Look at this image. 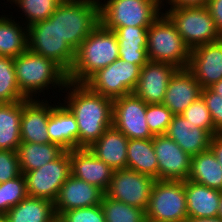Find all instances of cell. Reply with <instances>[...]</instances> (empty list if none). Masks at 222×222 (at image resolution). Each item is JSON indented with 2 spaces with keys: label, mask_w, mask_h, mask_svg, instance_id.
I'll return each mask as SVG.
<instances>
[{
  "label": "cell",
  "mask_w": 222,
  "mask_h": 222,
  "mask_svg": "<svg viewBox=\"0 0 222 222\" xmlns=\"http://www.w3.org/2000/svg\"><path fill=\"white\" fill-rule=\"evenodd\" d=\"M52 101V111L50 112L47 124V133L50 143L59 145L65 151L78 149V124L71 111L61 103L60 98Z\"/></svg>",
  "instance_id": "cell-21"
},
{
  "label": "cell",
  "mask_w": 222,
  "mask_h": 222,
  "mask_svg": "<svg viewBox=\"0 0 222 222\" xmlns=\"http://www.w3.org/2000/svg\"><path fill=\"white\" fill-rule=\"evenodd\" d=\"M11 13L0 15V56L16 58L28 49L27 26Z\"/></svg>",
  "instance_id": "cell-27"
},
{
  "label": "cell",
  "mask_w": 222,
  "mask_h": 222,
  "mask_svg": "<svg viewBox=\"0 0 222 222\" xmlns=\"http://www.w3.org/2000/svg\"><path fill=\"white\" fill-rule=\"evenodd\" d=\"M52 105L46 98L22 100L21 142L50 143L47 124Z\"/></svg>",
  "instance_id": "cell-17"
},
{
  "label": "cell",
  "mask_w": 222,
  "mask_h": 222,
  "mask_svg": "<svg viewBox=\"0 0 222 222\" xmlns=\"http://www.w3.org/2000/svg\"><path fill=\"white\" fill-rule=\"evenodd\" d=\"M103 196L104 192L97 186L70 175L54 202L55 213L100 205Z\"/></svg>",
  "instance_id": "cell-19"
},
{
  "label": "cell",
  "mask_w": 222,
  "mask_h": 222,
  "mask_svg": "<svg viewBox=\"0 0 222 222\" xmlns=\"http://www.w3.org/2000/svg\"><path fill=\"white\" fill-rule=\"evenodd\" d=\"M163 13L191 50L222 39L206 6L167 8Z\"/></svg>",
  "instance_id": "cell-7"
},
{
  "label": "cell",
  "mask_w": 222,
  "mask_h": 222,
  "mask_svg": "<svg viewBox=\"0 0 222 222\" xmlns=\"http://www.w3.org/2000/svg\"><path fill=\"white\" fill-rule=\"evenodd\" d=\"M1 219L4 222H57L54 203L31 196L12 207Z\"/></svg>",
  "instance_id": "cell-26"
},
{
  "label": "cell",
  "mask_w": 222,
  "mask_h": 222,
  "mask_svg": "<svg viewBox=\"0 0 222 222\" xmlns=\"http://www.w3.org/2000/svg\"><path fill=\"white\" fill-rule=\"evenodd\" d=\"M150 26H124L112 30L119 43V58L139 65L141 68L149 61L147 54V30Z\"/></svg>",
  "instance_id": "cell-25"
},
{
  "label": "cell",
  "mask_w": 222,
  "mask_h": 222,
  "mask_svg": "<svg viewBox=\"0 0 222 222\" xmlns=\"http://www.w3.org/2000/svg\"><path fill=\"white\" fill-rule=\"evenodd\" d=\"M145 212L147 221L185 222L188 214L184 181L156 180Z\"/></svg>",
  "instance_id": "cell-9"
},
{
  "label": "cell",
  "mask_w": 222,
  "mask_h": 222,
  "mask_svg": "<svg viewBox=\"0 0 222 222\" xmlns=\"http://www.w3.org/2000/svg\"><path fill=\"white\" fill-rule=\"evenodd\" d=\"M156 179L129 168L114 170L106 197L146 210Z\"/></svg>",
  "instance_id": "cell-11"
},
{
  "label": "cell",
  "mask_w": 222,
  "mask_h": 222,
  "mask_svg": "<svg viewBox=\"0 0 222 222\" xmlns=\"http://www.w3.org/2000/svg\"><path fill=\"white\" fill-rule=\"evenodd\" d=\"M27 196L26 179L23 173L15 179L0 183V218Z\"/></svg>",
  "instance_id": "cell-35"
},
{
  "label": "cell",
  "mask_w": 222,
  "mask_h": 222,
  "mask_svg": "<svg viewBox=\"0 0 222 222\" xmlns=\"http://www.w3.org/2000/svg\"><path fill=\"white\" fill-rule=\"evenodd\" d=\"M185 222H222L220 217L214 218H188Z\"/></svg>",
  "instance_id": "cell-44"
},
{
  "label": "cell",
  "mask_w": 222,
  "mask_h": 222,
  "mask_svg": "<svg viewBox=\"0 0 222 222\" xmlns=\"http://www.w3.org/2000/svg\"><path fill=\"white\" fill-rule=\"evenodd\" d=\"M127 168L158 180V161L152 139H129Z\"/></svg>",
  "instance_id": "cell-29"
},
{
  "label": "cell",
  "mask_w": 222,
  "mask_h": 222,
  "mask_svg": "<svg viewBox=\"0 0 222 222\" xmlns=\"http://www.w3.org/2000/svg\"><path fill=\"white\" fill-rule=\"evenodd\" d=\"M174 114L164 104H147L146 122L149 130L155 135H165Z\"/></svg>",
  "instance_id": "cell-37"
},
{
  "label": "cell",
  "mask_w": 222,
  "mask_h": 222,
  "mask_svg": "<svg viewBox=\"0 0 222 222\" xmlns=\"http://www.w3.org/2000/svg\"><path fill=\"white\" fill-rule=\"evenodd\" d=\"M119 58L116 34L101 23L82 41L67 74L69 82L84 83L92 74Z\"/></svg>",
  "instance_id": "cell-3"
},
{
  "label": "cell",
  "mask_w": 222,
  "mask_h": 222,
  "mask_svg": "<svg viewBox=\"0 0 222 222\" xmlns=\"http://www.w3.org/2000/svg\"><path fill=\"white\" fill-rule=\"evenodd\" d=\"M57 222H106L101 205L56 213Z\"/></svg>",
  "instance_id": "cell-38"
},
{
  "label": "cell",
  "mask_w": 222,
  "mask_h": 222,
  "mask_svg": "<svg viewBox=\"0 0 222 222\" xmlns=\"http://www.w3.org/2000/svg\"><path fill=\"white\" fill-rule=\"evenodd\" d=\"M209 149L215 155L218 163L222 166V133L212 136Z\"/></svg>",
  "instance_id": "cell-43"
},
{
  "label": "cell",
  "mask_w": 222,
  "mask_h": 222,
  "mask_svg": "<svg viewBox=\"0 0 222 222\" xmlns=\"http://www.w3.org/2000/svg\"><path fill=\"white\" fill-rule=\"evenodd\" d=\"M152 141L158 161V180H187L190 174L191 156L166 135H155Z\"/></svg>",
  "instance_id": "cell-14"
},
{
  "label": "cell",
  "mask_w": 222,
  "mask_h": 222,
  "mask_svg": "<svg viewBox=\"0 0 222 222\" xmlns=\"http://www.w3.org/2000/svg\"><path fill=\"white\" fill-rule=\"evenodd\" d=\"M188 69L201 88H209L222 79V39L191 50Z\"/></svg>",
  "instance_id": "cell-16"
},
{
  "label": "cell",
  "mask_w": 222,
  "mask_h": 222,
  "mask_svg": "<svg viewBox=\"0 0 222 222\" xmlns=\"http://www.w3.org/2000/svg\"><path fill=\"white\" fill-rule=\"evenodd\" d=\"M28 99L20 90L13 58L0 56V103H12Z\"/></svg>",
  "instance_id": "cell-34"
},
{
  "label": "cell",
  "mask_w": 222,
  "mask_h": 222,
  "mask_svg": "<svg viewBox=\"0 0 222 222\" xmlns=\"http://www.w3.org/2000/svg\"><path fill=\"white\" fill-rule=\"evenodd\" d=\"M13 63L17 84L28 99H39L41 93V98L45 97V93L58 87L60 93L68 82L67 73L58 64L28 49L13 58Z\"/></svg>",
  "instance_id": "cell-2"
},
{
  "label": "cell",
  "mask_w": 222,
  "mask_h": 222,
  "mask_svg": "<svg viewBox=\"0 0 222 222\" xmlns=\"http://www.w3.org/2000/svg\"><path fill=\"white\" fill-rule=\"evenodd\" d=\"M69 160L72 176L106 191L114 173L111 167L99 160L88 148L70 150Z\"/></svg>",
  "instance_id": "cell-18"
},
{
  "label": "cell",
  "mask_w": 222,
  "mask_h": 222,
  "mask_svg": "<svg viewBox=\"0 0 222 222\" xmlns=\"http://www.w3.org/2000/svg\"><path fill=\"white\" fill-rule=\"evenodd\" d=\"M207 109L209 110L215 129L222 133V96L213 92L210 88L201 91Z\"/></svg>",
  "instance_id": "cell-40"
},
{
  "label": "cell",
  "mask_w": 222,
  "mask_h": 222,
  "mask_svg": "<svg viewBox=\"0 0 222 222\" xmlns=\"http://www.w3.org/2000/svg\"><path fill=\"white\" fill-rule=\"evenodd\" d=\"M213 92L222 96V79L219 82L214 83L211 87H209Z\"/></svg>",
  "instance_id": "cell-45"
},
{
  "label": "cell",
  "mask_w": 222,
  "mask_h": 222,
  "mask_svg": "<svg viewBox=\"0 0 222 222\" xmlns=\"http://www.w3.org/2000/svg\"><path fill=\"white\" fill-rule=\"evenodd\" d=\"M28 50L53 60L67 74L75 60V50L61 38L57 20L49 17L27 27Z\"/></svg>",
  "instance_id": "cell-8"
},
{
  "label": "cell",
  "mask_w": 222,
  "mask_h": 222,
  "mask_svg": "<svg viewBox=\"0 0 222 222\" xmlns=\"http://www.w3.org/2000/svg\"><path fill=\"white\" fill-rule=\"evenodd\" d=\"M13 1H14V0H6V2H7V3L9 2L10 4H11Z\"/></svg>",
  "instance_id": "cell-47"
},
{
  "label": "cell",
  "mask_w": 222,
  "mask_h": 222,
  "mask_svg": "<svg viewBox=\"0 0 222 222\" xmlns=\"http://www.w3.org/2000/svg\"><path fill=\"white\" fill-rule=\"evenodd\" d=\"M165 135L191 157L207 151L212 138L208 131L192 126L181 114L173 116Z\"/></svg>",
  "instance_id": "cell-22"
},
{
  "label": "cell",
  "mask_w": 222,
  "mask_h": 222,
  "mask_svg": "<svg viewBox=\"0 0 222 222\" xmlns=\"http://www.w3.org/2000/svg\"><path fill=\"white\" fill-rule=\"evenodd\" d=\"M177 69L171 64L148 61L140 70L133 93L146 104H162L168 83Z\"/></svg>",
  "instance_id": "cell-15"
},
{
  "label": "cell",
  "mask_w": 222,
  "mask_h": 222,
  "mask_svg": "<svg viewBox=\"0 0 222 222\" xmlns=\"http://www.w3.org/2000/svg\"><path fill=\"white\" fill-rule=\"evenodd\" d=\"M63 104L78 124V149L89 148L113 125V100L90 90L84 83L67 82Z\"/></svg>",
  "instance_id": "cell-1"
},
{
  "label": "cell",
  "mask_w": 222,
  "mask_h": 222,
  "mask_svg": "<svg viewBox=\"0 0 222 222\" xmlns=\"http://www.w3.org/2000/svg\"><path fill=\"white\" fill-rule=\"evenodd\" d=\"M63 0H14L12 6L18 7L15 9L18 12L22 11V23L27 27L38 21L48 19ZM25 17V19L23 18Z\"/></svg>",
  "instance_id": "cell-32"
},
{
  "label": "cell",
  "mask_w": 222,
  "mask_h": 222,
  "mask_svg": "<svg viewBox=\"0 0 222 222\" xmlns=\"http://www.w3.org/2000/svg\"><path fill=\"white\" fill-rule=\"evenodd\" d=\"M165 1V2H164ZM209 0H162V8H177V7H193V6H207ZM166 3V5H165ZM170 6H168V5Z\"/></svg>",
  "instance_id": "cell-42"
},
{
  "label": "cell",
  "mask_w": 222,
  "mask_h": 222,
  "mask_svg": "<svg viewBox=\"0 0 222 222\" xmlns=\"http://www.w3.org/2000/svg\"><path fill=\"white\" fill-rule=\"evenodd\" d=\"M100 205L106 222H147L145 210L113 200L105 195Z\"/></svg>",
  "instance_id": "cell-33"
},
{
  "label": "cell",
  "mask_w": 222,
  "mask_h": 222,
  "mask_svg": "<svg viewBox=\"0 0 222 222\" xmlns=\"http://www.w3.org/2000/svg\"><path fill=\"white\" fill-rule=\"evenodd\" d=\"M17 151L0 149V183L21 175Z\"/></svg>",
  "instance_id": "cell-39"
},
{
  "label": "cell",
  "mask_w": 222,
  "mask_h": 222,
  "mask_svg": "<svg viewBox=\"0 0 222 222\" xmlns=\"http://www.w3.org/2000/svg\"><path fill=\"white\" fill-rule=\"evenodd\" d=\"M147 104L130 93L113 100V126L128 139H152L146 122Z\"/></svg>",
  "instance_id": "cell-13"
},
{
  "label": "cell",
  "mask_w": 222,
  "mask_h": 222,
  "mask_svg": "<svg viewBox=\"0 0 222 222\" xmlns=\"http://www.w3.org/2000/svg\"><path fill=\"white\" fill-rule=\"evenodd\" d=\"M181 115L186 118L192 126L205 129L212 136L219 132L215 129L211 114L202 97L191 103Z\"/></svg>",
  "instance_id": "cell-36"
},
{
  "label": "cell",
  "mask_w": 222,
  "mask_h": 222,
  "mask_svg": "<svg viewBox=\"0 0 222 222\" xmlns=\"http://www.w3.org/2000/svg\"><path fill=\"white\" fill-rule=\"evenodd\" d=\"M65 150L54 143L21 142L17 149L21 173L45 166L57 159Z\"/></svg>",
  "instance_id": "cell-28"
},
{
  "label": "cell",
  "mask_w": 222,
  "mask_h": 222,
  "mask_svg": "<svg viewBox=\"0 0 222 222\" xmlns=\"http://www.w3.org/2000/svg\"><path fill=\"white\" fill-rule=\"evenodd\" d=\"M50 17L57 20L61 38L76 51L100 23L99 0H63Z\"/></svg>",
  "instance_id": "cell-4"
},
{
  "label": "cell",
  "mask_w": 222,
  "mask_h": 222,
  "mask_svg": "<svg viewBox=\"0 0 222 222\" xmlns=\"http://www.w3.org/2000/svg\"><path fill=\"white\" fill-rule=\"evenodd\" d=\"M22 100L0 103V149L17 151L21 143Z\"/></svg>",
  "instance_id": "cell-31"
},
{
  "label": "cell",
  "mask_w": 222,
  "mask_h": 222,
  "mask_svg": "<svg viewBox=\"0 0 222 222\" xmlns=\"http://www.w3.org/2000/svg\"><path fill=\"white\" fill-rule=\"evenodd\" d=\"M99 6L100 23L111 31L150 26L163 13L162 0H99Z\"/></svg>",
  "instance_id": "cell-6"
},
{
  "label": "cell",
  "mask_w": 222,
  "mask_h": 222,
  "mask_svg": "<svg viewBox=\"0 0 222 222\" xmlns=\"http://www.w3.org/2000/svg\"><path fill=\"white\" fill-rule=\"evenodd\" d=\"M188 218L218 217L221 191L184 180Z\"/></svg>",
  "instance_id": "cell-24"
},
{
  "label": "cell",
  "mask_w": 222,
  "mask_h": 222,
  "mask_svg": "<svg viewBox=\"0 0 222 222\" xmlns=\"http://www.w3.org/2000/svg\"><path fill=\"white\" fill-rule=\"evenodd\" d=\"M202 88L188 68L177 69L172 75L162 104L174 115H180L201 97Z\"/></svg>",
  "instance_id": "cell-20"
},
{
  "label": "cell",
  "mask_w": 222,
  "mask_h": 222,
  "mask_svg": "<svg viewBox=\"0 0 222 222\" xmlns=\"http://www.w3.org/2000/svg\"><path fill=\"white\" fill-rule=\"evenodd\" d=\"M206 7L210 11L216 28L222 36V0H209Z\"/></svg>",
  "instance_id": "cell-41"
},
{
  "label": "cell",
  "mask_w": 222,
  "mask_h": 222,
  "mask_svg": "<svg viewBox=\"0 0 222 222\" xmlns=\"http://www.w3.org/2000/svg\"><path fill=\"white\" fill-rule=\"evenodd\" d=\"M218 217L222 219V191H221V197H220V206L218 211Z\"/></svg>",
  "instance_id": "cell-46"
},
{
  "label": "cell",
  "mask_w": 222,
  "mask_h": 222,
  "mask_svg": "<svg viewBox=\"0 0 222 222\" xmlns=\"http://www.w3.org/2000/svg\"><path fill=\"white\" fill-rule=\"evenodd\" d=\"M188 180L222 191V166L210 149L191 157Z\"/></svg>",
  "instance_id": "cell-30"
},
{
  "label": "cell",
  "mask_w": 222,
  "mask_h": 222,
  "mask_svg": "<svg viewBox=\"0 0 222 222\" xmlns=\"http://www.w3.org/2000/svg\"><path fill=\"white\" fill-rule=\"evenodd\" d=\"M146 49L149 61L171 64L178 69L188 68L191 49L164 13L148 28Z\"/></svg>",
  "instance_id": "cell-5"
},
{
  "label": "cell",
  "mask_w": 222,
  "mask_h": 222,
  "mask_svg": "<svg viewBox=\"0 0 222 222\" xmlns=\"http://www.w3.org/2000/svg\"><path fill=\"white\" fill-rule=\"evenodd\" d=\"M128 138L113 125L88 149L113 170L127 168Z\"/></svg>",
  "instance_id": "cell-23"
},
{
  "label": "cell",
  "mask_w": 222,
  "mask_h": 222,
  "mask_svg": "<svg viewBox=\"0 0 222 222\" xmlns=\"http://www.w3.org/2000/svg\"><path fill=\"white\" fill-rule=\"evenodd\" d=\"M28 196L55 202L63 183L70 177L69 151L39 169L23 173Z\"/></svg>",
  "instance_id": "cell-12"
},
{
  "label": "cell",
  "mask_w": 222,
  "mask_h": 222,
  "mask_svg": "<svg viewBox=\"0 0 222 222\" xmlns=\"http://www.w3.org/2000/svg\"><path fill=\"white\" fill-rule=\"evenodd\" d=\"M140 70L139 65L118 58L107 67L97 70L84 84L93 92L114 100L133 93Z\"/></svg>",
  "instance_id": "cell-10"
}]
</instances>
